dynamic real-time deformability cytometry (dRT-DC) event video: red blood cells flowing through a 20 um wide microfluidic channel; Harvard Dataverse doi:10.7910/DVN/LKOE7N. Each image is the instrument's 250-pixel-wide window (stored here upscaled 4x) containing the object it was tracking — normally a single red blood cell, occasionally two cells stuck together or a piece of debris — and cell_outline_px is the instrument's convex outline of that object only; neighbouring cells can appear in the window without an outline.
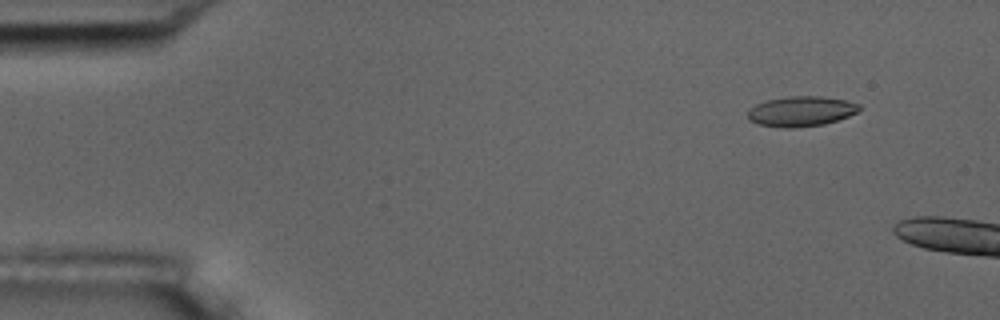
{"species": "common noctule bat (a hibernating species)", "species_latin": "Nyctalus noctula", "temperature_condition": "room temperature", "stored_images_in_passage": 4, "camera_frame_rate_fps": 3000, "um_per_image_px": 0.085, "animal": {"sex": "male", "body_mass_g": 17.5, "forearm_length_mm": 52.3}, "frame": {"image": 1, "passage_image": 2, "time_ms": 1.333, "image_size_px": [1000, 320], "cell_outline_px": [[860, 108], [856, 112], [848, 116], [824, 124], [796, 128], [784, 128], [760, 124], [748, 120], [748, 108], [756, 104], [768, 100], [788, 96], [820, 96], [844, 100], [860, 104]], "centroid_in_image_um": [68.06, 9.46], "position_along_channel_um": 16.9, "area_um2": 19.48}}